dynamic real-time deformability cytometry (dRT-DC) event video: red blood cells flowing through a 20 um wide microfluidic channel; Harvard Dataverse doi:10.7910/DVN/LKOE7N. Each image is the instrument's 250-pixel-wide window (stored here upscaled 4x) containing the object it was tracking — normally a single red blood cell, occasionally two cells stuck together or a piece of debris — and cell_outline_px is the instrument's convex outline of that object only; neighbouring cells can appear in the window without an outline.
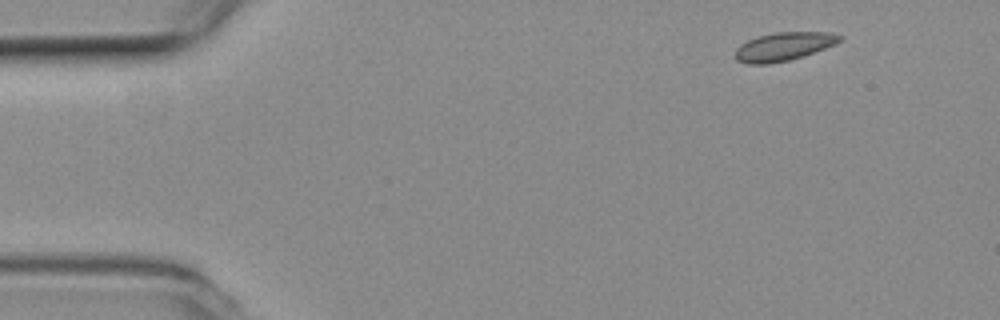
{"species": "common noctule bat (a hibernating species)", "species_latin": "Nyctalus noctula", "temperature_condition": "room temperature", "stored_images_in_passage": 5, "segment_of_instrument_passage": [2, 2], "camera_frame_rate_fps": 3000, "um_per_image_px": 0.085, "animal": {"sex": "female", "body_mass_g": 19.3, "forearm_length_mm": 54.1}, "frame": {"image": 1, "passage_image": 5, "time_ms": 1.333, "image_size_px": [1000, 320], "cell_outline_px": [[844, 36], [836, 44], [804, 56], [788, 60], [768, 64], [748, 64], [736, 60], [736, 48], [740, 44], [756, 36], [776, 32], [832, 32]], "centroid_in_image_um": [66.63, 3.94], "position_along_channel_um": 18.4, "area_um2": 17.4}}